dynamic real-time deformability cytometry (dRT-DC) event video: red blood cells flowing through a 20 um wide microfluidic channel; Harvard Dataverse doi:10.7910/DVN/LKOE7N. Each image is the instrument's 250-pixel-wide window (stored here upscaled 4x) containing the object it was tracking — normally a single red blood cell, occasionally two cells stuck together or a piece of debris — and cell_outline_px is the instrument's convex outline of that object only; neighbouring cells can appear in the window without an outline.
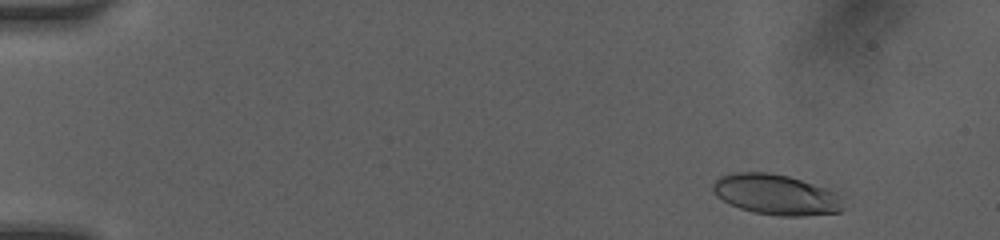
{"species": "human", "species_latin": "Homo sapiens", "temperature_condition": "room temperature", "stored_images_in_passage": 57, "camera_frame_rate_fps": 3000, "um_per_image_px": 0.085, "donor": {"sex": "female"}, "frame": {"image": 1, "passage_image": 4, "time_ms": 1.333, "image_size_px": [1000, 240], "cell_outline_px": [[844, 208], [840, 212], [804, 216], [780, 216], [752, 212], [740, 208], [716, 196], [712, 192], [712, 184], [720, 176], [732, 172], [768, 172], [788, 176], [828, 188], [836, 192]], "centroid_in_image_um": [65.95, 16.54], "position_along_channel_um": 19.1, "area_um2": 30.81}}
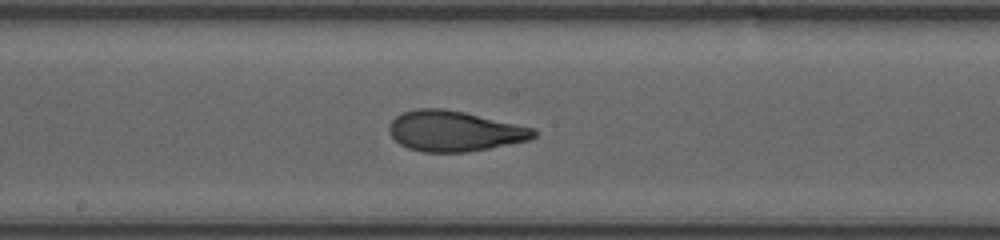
{"frame": {"image": 2, "passage_image": 30, "time_ms": 9.0, "image_size_px": [1000, 240], "cell_outline_px": [[536, 136], [532, 140], [468, 152], [424, 152], [408, 148], [400, 144], [392, 136], [388, 128], [392, 120], [396, 116], [404, 112], [416, 108], [444, 108], [464, 112], [536, 128]], "centroid_in_image_um": [38.66, 11.14], "position_along_channel_um": 209.5, "area_um2": 34.22}}
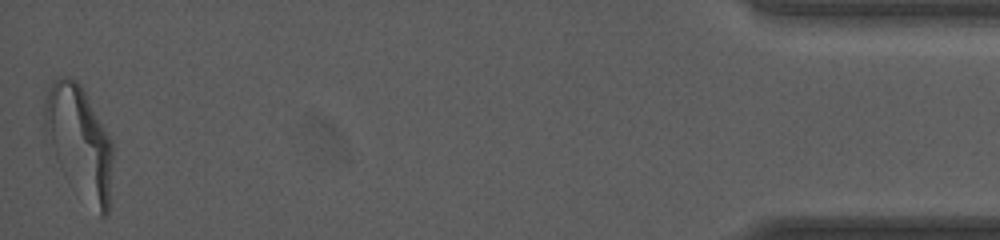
{"frame": {"image": 3, "passage_image": 57, "time_ms": 16.333, "image_size_px": [1000, 240], "cell_outline_px": [[112, 160], [108, 212], [104, 216], [100, 216], [64, 176], [60, 168], [44, 132], [44, 100], [52, 80], [68, 76], [76, 80], [80, 84], [108, 136], [112, 144]], "centroid_in_image_um": [6.71, 12.05], "position_along_channel_um": 428.5, "area_um2": 43.7}, "authors_computed_cell_mechanics": {"area_um2": 33.7552, "velocity_mm_per_s": 4.1098, "shape_relaxation_time_tau1_ms": 4.3531, "shape_relaxation_time_tau2_ms": 1.1393, "deformation_change_tau1": 0.1868, "deformation_change_tau2": 0.0824}}